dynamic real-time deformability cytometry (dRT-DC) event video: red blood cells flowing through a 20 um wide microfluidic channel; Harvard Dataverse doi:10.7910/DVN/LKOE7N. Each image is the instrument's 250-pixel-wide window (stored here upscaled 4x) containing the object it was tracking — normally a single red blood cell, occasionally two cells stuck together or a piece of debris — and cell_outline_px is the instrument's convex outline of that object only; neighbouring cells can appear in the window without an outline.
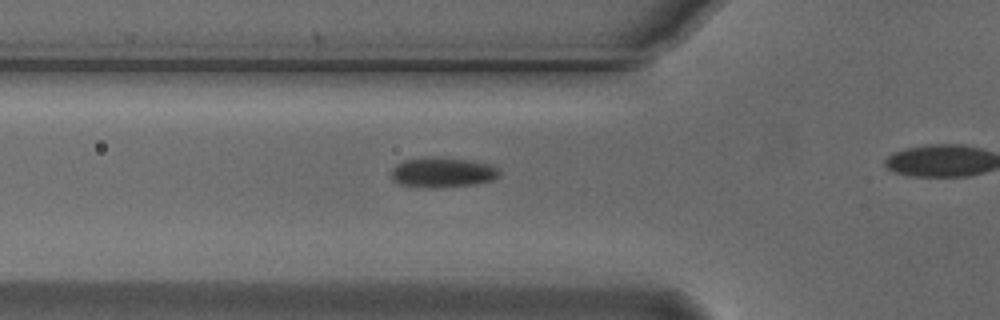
{"species": "Egyptian fruit bat (a non-hibernating species)", "species_latin": "Rousettus aegyptiacus", "temperature_condition": "cold", "stored_images_in_passage": 19, "camera_frame_rate_fps": 3000, "um_per_image_px": 0.085, "animal": {"sex": "male"}, "frame": {"image": 1, "passage_image": 14, "time_ms": 4.333, "image_size_px": [1000, 320], "cell_outline_px": [[500, 176], [492, 180], [476, 184], [436, 188], [424, 188], [400, 184], [392, 180], [392, 168], [396, 164], [404, 160], [436, 156], [472, 160], [492, 164], [500, 172]], "centroid_in_image_um": [37.63, 14.65], "position_along_channel_um": 88.2, "area_um2": 19.25}}